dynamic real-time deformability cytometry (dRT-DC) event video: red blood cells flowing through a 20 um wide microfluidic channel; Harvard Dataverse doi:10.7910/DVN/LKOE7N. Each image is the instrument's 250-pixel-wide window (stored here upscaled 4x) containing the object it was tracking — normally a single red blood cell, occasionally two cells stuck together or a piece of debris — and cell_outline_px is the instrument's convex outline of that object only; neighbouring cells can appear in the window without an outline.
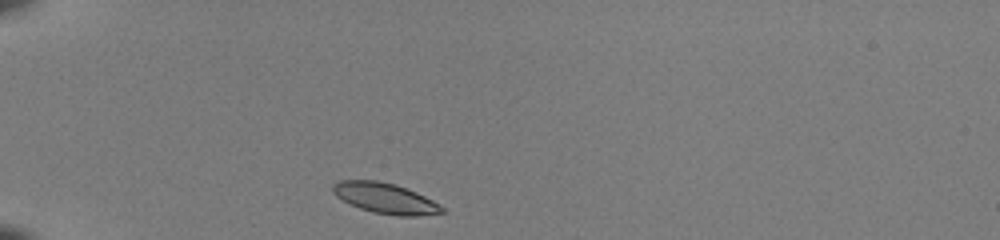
{"species": "common noctule bat (a hibernating species)", "species_latin": "Nyctalus noctula", "temperature_condition": "room temperature", "stored_images_in_passage": 37, "camera_frame_rate_fps": 3000, "um_per_image_px": 0.085, "animal": {"sex": "female", "body_mass_g": 22.0, "forearm_length_mm": 56.7}, "frame": {"image": 1, "passage_image": 1, "time_ms": 0.0, "image_size_px": [1000, 240], "cell_outline_px": [[448, 212], [420, 216], [396, 216], [372, 212], [360, 208], [336, 196], [332, 192], [332, 184], [340, 180], [376, 180], [396, 184], [416, 192], [432, 200], [444, 208]], "centroid_in_image_um": [32.76, 16.85], "position_along_channel_um": 52.2, "area_um2": 19.48}}
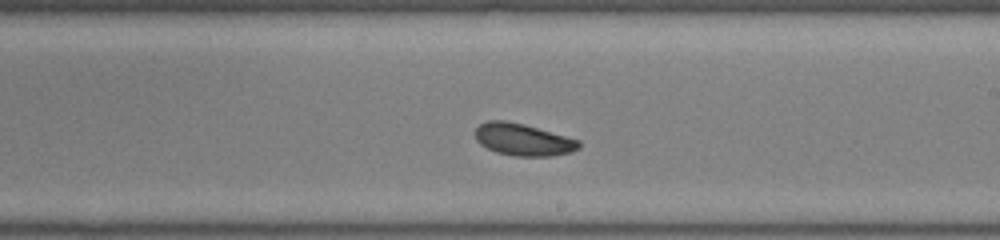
{"frame": {"image": 2, "passage_image": 18, "time_ms": 5.667, "image_size_px": [1000, 240], "cell_outline_px": [[580, 148], [572, 152], [552, 156], [516, 156], [496, 152], [480, 144], [476, 140], [476, 128], [480, 124], [488, 120], [504, 120], [524, 124], [580, 140]], "centroid_in_image_um": [44.48, 11.87], "position_along_channel_um": 244.5, "area_um2": 19.36}}
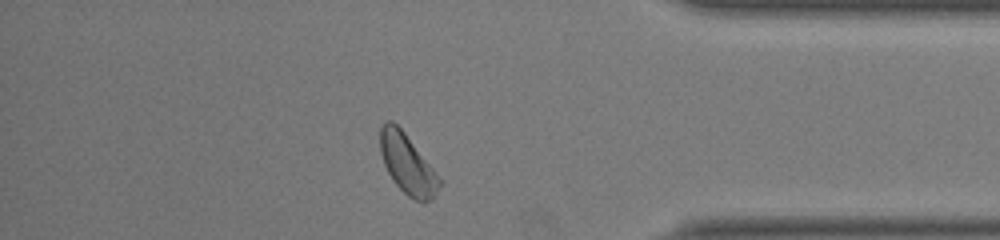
{"frame": {"image": 3, "passage_image": 31, "time_ms": 10.0, "image_size_px": [1000, 240], "cell_outline_px": [[440, 184], [432, 200], [424, 204], [408, 196], [392, 180], [384, 164], [380, 152], [380, 128], [384, 120], [392, 120], [404, 132], [432, 168], [440, 180]], "centroid_in_image_um": [34.59, 13.95], "position_along_channel_um": 400.6, "area_um2": 20.29}, "authors_computed_cell_mechanics": {"area_um2": 19.5364, "velocity_mm_per_s": 3.9469, "shape_relaxation_time_tau1_ms": 4.8921, "shape_relaxation_time_tau2_ms": null, "deformation_change_tau1": 0.1199, "deformation_change_tau2": null}}